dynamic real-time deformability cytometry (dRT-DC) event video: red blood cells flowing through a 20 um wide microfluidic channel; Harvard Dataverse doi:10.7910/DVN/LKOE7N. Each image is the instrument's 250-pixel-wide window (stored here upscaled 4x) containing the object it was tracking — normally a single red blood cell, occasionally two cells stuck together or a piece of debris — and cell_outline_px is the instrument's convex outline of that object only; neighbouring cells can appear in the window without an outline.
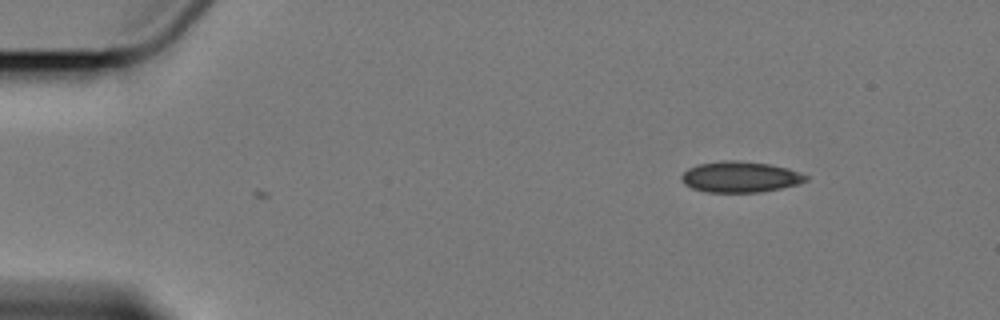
{"species": "Egyptian fruit bat (a non-hibernating species)", "species_latin": "Rousettus aegyptiacus", "temperature_condition": "cold", "stored_images_in_passage": 3, "camera_frame_rate_fps": 3000, "um_per_image_px": 0.085, "animal": {"sex": "female"}, "frame": {"image": 1, "passage_image": 3, "time_ms": 2.333, "image_size_px": [1000, 320], "cell_outline_px": [[808, 180], [800, 184], [760, 192], [708, 192], [692, 188], [684, 184], [680, 176], [688, 168], [700, 164], [724, 160], [736, 160], [768, 164], [788, 168], [808, 176]], "centroid_in_image_um": [62.92, 15.04], "position_along_channel_um": 22.1, "area_um2": 22.31}}